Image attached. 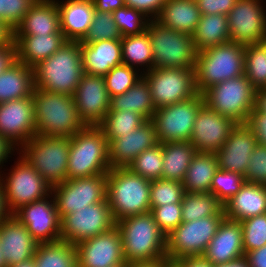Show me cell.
Here are the masks:
<instances>
[{
  "instance_id": "6da1fadb",
  "label": "cell",
  "mask_w": 266,
  "mask_h": 267,
  "mask_svg": "<svg viewBox=\"0 0 266 267\" xmlns=\"http://www.w3.org/2000/svg\"><path fill=\"white\" fill-rule=\"evenodd\" d=\"M34 87L73 96L85 74L79 41H66L49 58L33 67Z\"/></svg>"
},
{
  "instance_id": "7a4b0ae2",
  "label": "cell",
  "mask_w": 266,
  "mask_h": 267,
  "mask_svg": "<svg viewBox=\"0 0 266 267\" xmlns=\"http://www.w3.org/2000/svg\"><path fill=\"white\" fill-rule=\"evenodd\" d=\"M122 237L126 263L167 259L166 235L151 212L129 216L116 222Z\"/></svg>"
},
{
  "instance_id": "3957f363",
  "label": "cell",
  "mask_w": 266,
  "mask_h": 267,
  "mask_svg": "<svg viewBox=\"0 0 266 267\" xmlns=\"http://www.w3.org/2000/svg\"><path fill=\"white\" fill-rule=\"evenodd\" d=\"M32 100L36 134L72 137L86 127L80 119L73 96L35 88Z\"/></svg>"
},
{
  "instance_id": "277c9868",
  "label": "cell",
  "mask_w": 266,
  "mask_h": 267,
  "mask_svg": "<svg viewBox=\"0 0 266 267\" xmlns=\"http://www.w3.org/2000/svg\"><path fill=\"white\" fill-rule=\"evenodd\" d=\"M151 181L129 168H114L107 173L106 198L114 222L151 212Z\"/></svg>"
},
{
  "instance_id": "5b68a950",
  "label": "cell",
  "mask_w": 266,
  "mask_h": 267,
  "mask_svg": "<svg viewBox=\"0 0 266 267\" xmlns=\"http://www.w3.org/2000/svg\"><path fill=\"white\" fill-rule=\"evenodd\" d=\"M110 169L108 140L98 126H86L70 137L68 179L107 174Z\"/></svg>"
},
{
  "instance_id": "8992f818",
  "label": "cell",
  "mask_w": 266,
  "mask_h": 267,
  "mask_svg": "<svg viewBox=\"0 0 266 267\" xmlns=\"http://www.w3.org/2000/svg\"><path fill=\"white\" fill-rule=\"evenodd\" d=\"M245 46L232 41L198 51L196 87L203 93L210 86L244 75Z\"/></svg>"
},
{
  "instance_id": "52a82bcc",
  "label": "cell",
  "mask_w": 266,
  "mask_h": 267,
  "mask_svg": "<svg viewBox=\"0 0 266 267\" xmlns=\"http://www.w3.org/2000/svg\"><path fill=\"white\" fill-rule=\"evenodd\" d=\"M22 157L54 187L68 179L70 137L34 135L20 147ZM23 148V149H22Z\"/></svg>"
},
{
  "instance_id": "ba28073f",
  "label": "cell",
  "mask_w": 266,
  "mask_h": 267,
  "mask_svg": "<svg viewBox=\"0 0 266 267\" xmlns=\"http://www.w3.org/2000/svg\"><path fill=\"white\" fill-rule=\"evenodd\" d=\"M146 31L151 40L153 68L195 69L197 53L192 35L150 20Z\"/></svg>"
},
{
  "instance_id": "9c48e42d",
  "label": "cell",
  "mask_w": 266,
  "mask_h": 267,
  "mask_svg": "<svg viewBox=\"0 0 266 267\" xmlns=\"http://www.w3.org/2000/svg\"><path fill=\"white\" fill-rule=\"evenodd\" d=\"M256 88L245 75L210 86L202 94L204 103L213 111L245 123L254 108Z\"/></svg>"
},
{
  "instance_id": "30bf717a",
  "label": "cell",
  "mask_w": 266,
  "mask_h": 267,
  "mask_svg": "<svg viewBox=\"0 0 266 267\" xmlns=\"http://www.w3.org/2000/svg\"><path fill=\"white\" fill-rule=\"evenodd\" d=\"M156 109L189 100L199 94L192 68H153L142 73Z\"/></svg>"
},
{
  "instance_id": "8fae6325",
  "label": "cell",
  "mask_w": 266,
  "mask_h": 267,
  "mask_svg": "<svg viewBox=\"0 0 266 267\" xmlns=\"http://www.w3.org/2000/svg\"><path fill=\"white\" fill-rule=\"evenodd\" d=\"M17 162L6 176L7 179L0 177L4 203L9 214L52 195V187L22 156Z\"/></svg>"
},
{
  "instance_id": "7c38bea8",
  "label": "cell",
  "mask_w": 266,
  "mask_h": 267,
  "mask_svg": "<svg viewBox=\"0 0 266 267\" xmlns=\"http://www.w3.org/2000/svg\"><path fill=\"white\" fill-rule=\"evenodd\" d=\"M225 216H208L182 222L166 236L167 259L202 256Z\"/></svg>"
},
{
  "instance_id": "4fadbf2b",
  "label": "cell",
  "mask_w": 266,
  "mask_h": 267,
  "mask_svg": "<svg viewBox=\"0 0 266 267\" xmlns=\"http://www.w3.org/2000/svg\"><path fill=\"white\" fill-rule=\"evenodd\" d=\"M202 93L189 100L156 109L151 118L158 143L190 141L198 110L204 105Z\"/></svg>"
},
{
  "instance_id": "5bb4252c",
  "label": "cell",
  "mask_w": 266,
  "mask_h": 267,
  "mask_svg": "<svg viewBox=\"0 0 266 267\" xmlns=\"http://www.w3.org/2000/svg\"><path fill=\"white\" fill-rule=\"evenodd\" d=\"M106 190L107 174L67 179L52 187L60 219L66 214L79 212L83 207L105 201Z\"/></svg>"
},
{
  "instance_id": "9a60e30c",
  "label": "cell",
  "mask_w": 266,
  "mask_h": 267,
  "mask_svg": "<svg viewBox=\"0 0 266 267\" xmlns=\"http://www.w3.org/2000/svg\"><path fill=\"white\" fill-rule=\"evenodd\" d=\"M61 240L73 245L107 232L116 225L111 215L109 202L91 204L60 219Z\"/></svg>"
},
{
  "instance_id": "2e32d148",
  "label": "cell",
  "mask_w": 266,
  "mask_h": 267,
  "mask_svg": "<svg viewBox=\"0 0 266 267\" xmlns=\"http://www.w3.org/2000/svg\"><path fill=\"white\" fill-rule=\"evenodd\" d=\"M261 0H238L228 13L230 41L244 46L266 40V12Z\"/></svg>"
},
{
  "instance_id": "e0dca14e",
  "label": "cell",
  "mask_w": 266,
  "mask_h": 267,
  "mask_svg": "<svg viewBox=\"0 0 266 267\" xmlns=\"http://www.w3.org/2000/svg\"><path fill=\"white\" fill-rule=\"evenodd\" d=\"M78 267H113L126 263L122 237L115 225L107 232L75 245Z\"/></svg>"
},
{
  "instance_id": "ac0fdd59",
  "label": "cell",
  "mask_w": 266,
  "mask_h": 267,
  "mask_svg": "<svg viewBox=\"0 0 266 267\" xmlns=\"http://www.w3.org/2000/svg\"><path fill=\"white\" fill-rule=\"evenodd\" d=\"M78 114L85 126H99L110 110V96L103 76L84 74L73 93Z\"/></svg>"
},
{
  "instance_id": "d6986e66",
  "label": "cell",
  "mask_w": 266,
  "mask_h": 267,
  "mask_svg": "<svg viewBox=\"0 0 266 267\" xmlns=\"http://www.w3.org/2000/svg\"><path fill=\"white\" fill-rule=\"evenodd\" d=\"M34 135L36 121L32 96L0 104V136L15 147H21Z\"/></svg>"
},
{
  "instance_id": "ffe728a7",
  "label": "cell",
  "mask_w": 266,
  "mask_h": 267,
  "mask_svg": "<svg viewBox=\"0 0 266 267\" xmlns=\"http://www.w3.org/2000/svg\"><path fill=\"white\" fill-rule=\"evenodd\" d=\"M49 197L24 205L13 214L38 243L61 240V220L54 197L48 201Z\"/></svg>"
},
{
  "instance_id": "44dd1931",
  "label": "cell",
  "mask_w": 266,
  "mask_h": 267,
  "mask_svg": "<svg viewBox=\"0 0 266 267\" xmlns=\"http://www.w3.org/2000/svg\"><path fill=\"white\" fill-rule=\"evenodd\" d=\"M236 122L204 104L196 115L190 143L198 152L217 153L229 138Z\"/></svg>"
},
{
  "instance_id": "7402d4cb",
  "label": "cell",
  "mask_w": 266,
  "mask_h": 267,
  "mask_svg": "<svg viewBox=\"0 0 266 267\" xmlns=\"http://www.w3.org/2000/svg\"><path fill=\"white\" fill-rule=\"evenodd\" d=\"M106 139L111 169L127 168L139 154L158 143L151 120H146L141 126L120 138Z\"/></svg>"
},
{
  "instance_id": "603a6c76",
  "label": "cell",
  "mask_w": 266,
  "mask_h": 267,
  "mask_svg": "<svg viewBox=\"0 0 266 267\" xmlns=\"http://www.w3.org/2000/svg\"><path fill=\"white\" fill-rule=\"evenodd\" d=\"M256 145L253 132L245 123H237L230 132L229 138L216 153L219 169L245 177L250 155Z\"/></svg>"
},
{
  "instance_id": "cb8c5ba5",
  "label": "cell",
  "mask_w": 266,
  "mask_h": 267,
  "mask_svg": "<svg viewBox=\"0 0 266 267\" xmlns=\"http://www.w3.org/2000/svg\"><path fill=\"white\" fill-rule=\"evenodd\" d=\"M0 239L9 267L32 259L38 246L26 226L13 214L0 222Z\"/></svg>"
},
{
  "instance_id": "d4e9b609",
  "label": "cell",
  "mask_w": 266,
  "mask_h": 267,
  "mask_svg": "<svg viewBox=\"0 0 266 267\" xmlns=\"http://www.w3.org/2000/svg\"><path fill=\"white\" fill-rule=\"evenodd\" d=\"M243 256L242 225L239 221L224 218L202 257L212 264H221Z\"/></svg>"
},
{
  "instance_id": "484cf974",
  "label": "cell",
  "mask_w": 266,
  "mask_h": 267,
  "mask_svg": "<svg viewBox=\"0 0 266 267\" xmlns=\"http://www.w3.org/2000/svg\"><path fill=\"white\" fill-rule=\"evenodd\" d=\"M223 211L225 218L239 222L266 213V185L244 182L223 204Z\"/></svg>"
},
{
  "instance_id": "4316f807",
  "label": "cell",
  "mask_w": 266,
  "mask_h": 267,
  "mask_svg": "<svg viewBox=\"0 0 266 267\" xmlns=\"http://www.w3.org/2000/svg\"><path fill=\"white\" fill-rule=\"evenodd\" d=\"M62 33L60 14L55 0H36L13 35H50Z\"/></svg>"
},
{
  "instance_id": "83f0119b",
  "label": "cell",
  "mask_w": 266,
  "mask_h": 267,
  "mask_svg": "<svg viewBox=\"0 0 266 267\" xmlns=\"http://www.w3.org/2000/svg\"><path fill=\"white\" fill-rule=\"evenodd\" d=\"M84 73L104 76L112 68L123 64L121 40H101L81 44Z\"/></svg>"
},
{
  "instance_id": "f1b7e54d",
  "label": "cell",
  "mask_w": 266,
  "mask_h": 267,
  "mask_svg": "<svg viewBox=\"0 0 266 267\" xmlns=\"http://www.w3.org/2000/svg\"><path fill=\"white\" fill-rule=\"evenodd\" d=\"M17 60L33 68L39 62L49 58L67 40L63 33L50 35H13Z\"/></svg>"
},
{
  "instance_id": "f546056e",
  "label": "cell",
  "mask_w": 266,
  "mask_h": 267,
  "mask_svg": "<svg viewBox=\"0 0 266 267\" xmlns=\"http://www.w3.org/2000/svg\"><path fill=\"white\" fill-rule=\"evenodd\" d=\"M58 2L60 29L64 38L67 41H80L92 23L95 10L92 0Z\"/></svg>"
},
{
  "instance_id": "4dcf8cb0",
  "label": "cell",
  "mask_w": 266,
  "mask_h": 267,
  "mask_svg": "<svg viewBox=\"0 0 266 267\" xmlns=\"http://www.w3.org/2000/svg\"><path fill=\"white\" fill-rule=\"evenodd\" d=\"M200 18L196 0H167L155 20L164 27L192 35Z\"/></svg>"
},
{
  "instance_id": "1f68e13d",
  "label": "cell",
  "mask_w": 266,
  "mask_h": 267,
  "mask_svg": "<svg viewBox=\"0 0 266 267\" xmlns=\"http://www.w3.org/2000/svg\"><path fill=\"white\" fill-rule=\"evenodd\" d=\"M34 89L33 68L18 60L0 74V104L30 97Z\"/></svg>"
},
{
  "instance_id": "d6a6232c",
  "label": "cell",
  "mask_w": 266,
  "mask_h": 267,
  "mask_svg": "<svg viewBox=\"0 0 266 267\" xmlns=\"http://www.w3.org/2000/svg\"><path fill=\"white\" fill-rule=\"evenodd\" d=\"M218 169L215 153L197 151L182 182L184 191L186 193H210L212 180Z\"/></svg>"
},
{
  "instance_id": "836d02e7",
  "label": "cell",
  "mask_w": 266,
  "mask_h": 267,
  "mask_svg": "<svg viewBox=\"0 0 266 267\" xmlns=\"http://www.w3.org/2000/svg\"><path fill=\"white\" fill-rule=\"evenodd\" d=\"M196 152L189 141L162 143V178L183 182Z\"/></svg>"
},
{
  "instance_id": "e575fe53",
  "label": "cell",
  "mask_w": 266,
  "mask_h": 267,
  "mask_svg": "<svg viewBox=\"0 0 266 267\" xmlns=\"http://www.w3.org/2000/svg\"><path fill=\"white\" fill-rule=\"evenodd\" d=\"M130 110L142 115L146 120H151L156 110L151 90L146 80L141 77L124 94L111 97L109 111Z\"/></svg>"
},
{
  "instance_id": "d590c367",
  "label": "cell",
  "mask_w": 266,
  "mask_h": 267,
  "mask_svg": "<svg viewBox=\"0 0 266 267\" xmlns=\"http://www.w3.org/2000/svg\"><path fill=\"white\" fill-rule=\"evenodd\" d=\"M197 51H202L230 41L228 16L223 14L201 15L192 34Z\"/></svg>"
},
{
  "instance_id": "8d00e7d4",
  "label": "cell",
  "mask_w": 266,
  "mask_h": 267,
  "mask_svg": "<svg viewBox=\"0 0 266 267\" xmlns=\"http://www.w3.org/2000/svg\"><path fill=\"white\" fill-rule=\"evenodd\" d=\"M33 258L35 267H78L75 245L64 240L38 243Z\"/></svg>"
},
{
  "instance_id": "74e56055",
  "label": "cell",
  "mask_w": 266,
  "mask_h": 267,
  "mask_svg": "<svg viewBox=\"0 0 266 267\" xmlns=\"http://www.w3.org/2000/svg\"><path fill=\"white\" fill-rule=\"evenodd\" d=\"M182 222H191L208 216H225L223 204L212 193H184Z\"/></svg>"
},
{
  "instance_id": "f35d334b",
  "label": "cell",
  "mask_w": 266,
  "mask_h": 267,
  "mask_svg": "<svg viewBox=\"0 0 266 267\" xmlns=\"http://www.w3.org/2000/svg\"><path fill=\"white\" fill-rule=\"evenodd\" d=\"M122 62L125 65L148 67L147 71L153 69V53L151 40L147 31L138 35H129L121 39ZM138 64V65H136Z\"/></svg>"
},
{
  "instance_id": "ab89813d",
  "label": "cell",
  "mask_w": 266,
  "mask_h": 267,
  "mask_svg": "<svg viewBox=\"0 0 266 267\" xmlns=\"http://www.w3.org/2000/svg\"><path fill=\"white\" fill-rule=\"evenodd\" d=\"M146 119L133 111H108L98 126L106 138H120L141 126Z\"/></svg>"
},
{
  "instance_id": "60d3db41",
  "label": "cell",
  "mask_w": 266,
  "mask_h": 267,
  "mask_svg": "<svg viewBox=\"0 0 266 267\" xmlns=\"http://www.w3.org/2000/svg\"><path fill=\"white\" fill-rule=\"evenodd\" d=\"M244 75L256 88H266V40L245 46Z\"/></svg>"
},
{
  "instance_id": "b9f144b4",
  "label": "cell",
  "mask_w": 266,
  "mask_h": 267,
  "mask_svg": "<svg viewBox=\"0 0 266 267\" xmlns=\"http://www.w3.org/2000/svg\"><path fill=\"white\" fill-rule=\"evenodd\" d=\"M122 35L117 28L113 14L94 10L91 26L79 41L80 44H89L101 40H121Z\"/></svg>"
},
{
  "instance_id": "7bdbcfd3",
  "label": "cell",
  "mask_w": 266,
  "mask_h": 267,
  "mask_svg": "<svg viewBox=\"0 0 266 267\" xmlns=\"http://www.w3.org/2000/svg\"><path fill=\"white\" fill-rule=\"evenodd\" d=\"M162 143L146 149L127 167L133 173L150 181L162 178Z\"/></svg>"
},
{
  "instance_id": "ee69618b",
  "label": "cell",
  "mask_w": 266,
  "mask_h": 267,
  "mask_svg": "<svg viewBox=\"0 0 266 267\" xmlns=\"http://www.w3.org/2000/svg\"><path fill=\"white\" fill-rule=\"evenodd\" d=\"M184 193L182 182L163 178L153 180L150 187V207L182 203Z\"/></svg>"
},
{
  "instance_id": "f6af8a7d",
  "label": "cell",
  "mask_w": 266,
  "mask_h": 267,
  "mask_svg": "<svg viewBox=\"0 0 266 267\" xmlns=\"http://www.w3.org/2000/svg\"><path fill=\"white\" fill-rule=\"evenodd\" d=\"M135 69L131 66L121 64L112 68L103 76L110 98L124 94L142 77V74L139 76L137 69Z\"/></svg>"
},
{
  "instance_id": "bcb514c9",
  "label": "cell",
  "mask_w": 266,
  "mask_h": 267,
  "mask_svg": "<svg viewBox=\"0 0 266 267\" xmlns=\"http://www.w3.org/2000/svg\"><path fill=\"white\" fill-rule=\"evenodd\" d=\"M112 14L122 37L143 33L151 20L143 12L127 6L113 11Z\"/></svg>"
},
{
  "instance_id": "7dc6e473",
  "label": "cell",
  "mask_w": 266,
  "mask_h": 267,
  "mask_svg": "<svg viewBox=\"0 0 266 267\" xmlns=\"http://www.w3.org/2000/svg\"><path fill=\"white\" fill-rule=\"evenodd\" d=\"M244 254L266 245V213L240 221Z\"/></svg>"
},
{
  "instance_id": "c3c4849f",
  "label": "cell",
  "mask_w": 266,
  "mask_h": 267,
  "mask_svg": "<svg viewBox=\"0 0 266 267\" xmlns=\"http://www.w3.org/2000/svg\"><path fill=\"white\" fill-rule=\"evenodd\" d=\"M244 182L245 178L240 174L218 169L213 177L210 193L224 204L240 190Z\"/></svg>"
},
{
  "instance_id": "681fc988",
  "label": "cell",
  "mask_w": 266,
  "mask_h": 267,
  "mask_svg": "<svg viewBox=\"0 0 266 267\" xmlns=\"http://www.w3.org/2000/svg\"><path fill=\"white\" fill-rule=\"evenodd\" d=\"M181 203L151 207V213L160 230L167 236L182 223Z\"/></svg>"
},
{
  "instance_id": "f907efd6",
  "label": "cell",
  "mask_w": 266,
  "mask_h": 267,
  "mask_svg": "<svg viewBox=\"0 0 266 267\" xmlns=\"http://www.w3.org/2000/svg\"><path fill=\"white\" fill-rule=\"evenodd\" d=\"M35 1L0 0V21L14 31Z\"/></svg>"
},
{
  "instance_id": "816d5d0a",
  "label": "cell",
  "mask_w": 266,
  "mask_h": 267,
  "mask_svg": "<svg viewBox=\"0 0 266 267\" xmlns=\"http://www.w3.org/2000/svg\"><path fill=\"white\" fill-rule=\"evenodd\" d=\"M244 178L245 182L266 185V146H255Z\"/></svg>"
},
{
  "instance_id": "f5cc1de1",
  "label": "cell",
  "mask_w": 266,
  "mask_h": 267,
  "mask_svg": "<svg viewBox=\"0 0 266 267\" xmlns=\"http://www.w3.org/2000/svg\"><path fill=\"white\" fill-rule=\"evenodd\" d=\"M245 124L253 132L257 144L266 146V114L253 108Z\"/></svg>"
},
{
  "instance_id": "db71d44e",
  "label": "cell",
  "mask_w": 266,
  "mask_h": 267,
  "mask_svg": "<svg viewBox=\"0 0 266 267\" xmlns=\"http://www.w3.org/2000/svg\"><path fill=\"white\" fill-rule=\"evenodd\" d=\"M201 15H228L238 0H196Z\"/></svg>"
},
{
  "instance_id": "11a10c76",
  "label": "cell",
  "mask_w": 266,
  "mask_h": 267,
  "mask_svg": "<svg viewBox=\"0 0 266 267\" xmlns=\"http://www.w3.org/2000/svg\"><path fill=\"white\" fill-rule=\"evenodd\" d=\"M166 1L167 0H124V4L127 7L143 12L148 18L151 16L150 19L152 18L154 20L160 14Z\"/></svg>"
},
{
  "instance_id": "9f6ffc18",
  "label": "cell",
  "mask_w": 266,
  "mask_h": 267,
  "mask_svg": "<svg viewBox=\"0 0 266 267\" xmlns=\"http://www.w3.org/2000/svg\"><path fill=\"white\" fill-rule=\"evenodd\" d=\"M17 60L16 45L13 41L10 45L0 47V74Z\"/></svg>"
},
{
  "instance_id": "6f0895ef",
  "label": "cell",
  "mask_w": 266,
  "mask_h": 267,
  "mask_svg": "<svg viewBox=\"0 0 266 267\" xmlns=\"http://www.w3.org/2000/svg\"><path fill=\"white\" fill-rule=\"evenodd\" d=\"M173 267H212V263L202 256L184 257L172 262Z\"/></svg>"
},
{
  "instance_id": "680465c9",
  "label": "cell",
  "mask_w": 266,
  "mask_h": 267,
  "mask_svg": "<svg viewBox=\"0 0 266 267\" xmlns=\"http://www.w3.org/2000/svg\"><path fill=\"white\" fill-rule=\"evenodd\" d=\"M249 267H266V245L245 254Z\"/></svg>"
},
{
  "instance_id": "91938a15",
  "label": "cell",
  "mask_w": 266,
  "mask_h": 267,
  "mask_svg": "<svg viewBox=\"0 0 266 267\" xmlns=\"http://www.w3.org/2000/svg\"><path fill=\"white\" fill-rule=\"evenodd\" d=\"M95 10L113 12L125 6L124 0H92Z\"/></svg>"
},
{
  "instance_id": "94428289",
  "label": "cell",
  "mask_w": 266,
  "mask_h": 267,
  "mask_svg": "<svg viewBox=\"0 0 266 267\" xmlns=\"http://www.w3.org/2000/svg\"><path fill=\"white\" fill-rule=\"evenodd\" d=\"M254 108L266 114V88L256 89Z\"/></svg>"
},
{
  "instance_id": "6125c7cd",
  "label": "cell",
  "mask_w": 266,
  "mask_h": 267,
  "mask_svg": "<svg viewBox=\"0 0 266 267\" xmlns=\"http://www.w3.org/2000/svg\"><path fill=\"white\" fill-rule=\"evenodd\" d=\"M15 149V146L11 144L5 137L0 136V166L2 167L8 155ZM2 164V165H1Z\"/></svg>"
},
{
  "instance_id": "be15d7a7",
  "label": "cell",
  "mask_w": 266,
  "mask_h": 267,
  "mask_svg": "<svg viewBox=\"0 0 266 267\" xmlns=\"http://www.w3.org/2000/svg\"><path fill=\"white\" fill-rule=\"evenodd\" d=\"M13 42V31L0 21V47L10 45Z\"/></svg>"
},
{
  "instance_id": "e7e4bbea",
  "label": "cell",
  "mask_w": 266,
  "mask_h": 267,
  "mask_svg": "<svg viewBox=\"0 0 266 267\" xmlns=\"http://www.w3.org/2000/svg\"><path fill=\"white\" fill-rule=\"evenodd\" d=\"M172 263L168 259H160L152 262L127 263V267H171Z\"/></svg>"
},
{
  "instance_id": "03108f58",
  "label": "cell",
  "mask_w": 266,
  "mask_h": 267,
  "mask_svg": "<svg viewBox=\"0 0 266 267\" xmlns=\"http://www.w3.org/2000/svg\"><path fill=\"white\" fill-rule=\"evenodd\" d=\"M212 267H249V263L246 257L243 256L228 263L212 264Z\"/></svg>"
},
{
  "instance_id": "003e7915",
  "label": "cell",
  "mask_w": 266,
  "mask_h": 267,
  "mask_svg": "<svg viewBox=\"0 0 266 267\" xmlns=\"http://www.w3.org/2000/svg\"><path fill=\"white\" fill-rule=\"evenodd\" d=\"M8 215L9 213L4 203L3 190H2L1 181H0V222H2Z\"/></svg>"
},
{
  "instance_id": "a7ac6f4b",
  "label": "cell",
  "mask_w": 266,
  "mask_h": 267,
  "mask_svg": "<svg viewBox=\"0 0 266 267\" xmlns=\"http://www.w3.org/2000/svg\"><path fill=\"white\" fill-rule=\"evenodd\" d=\"M10 267H35L34 258L21 262L19 264L12 265Z\"/></svg>"
},
{
  "instance_id": "89a4df30",
  "label": "cell",
  "mask_w": 266,
  "mask_h": 267,
  "mask_svg": "<svg viewBox=\"0 0 266 267\" xmlns=\"http://www.w3.org/2000/svg\"><path fill=\"white\" fill-rule=\"evenodd\" d=\"M4 252L1 246V239H0V267H9L7 261L3 256Z\"/></svg>"
},
{
  "instance_id": "2644e50d",
  "label": "cell",
  "mask_w": 266,
  "mask_h": 267,
  "mask_svg": "<svg viewBox=\"0 0 266 267\" xmlns=\"http://www.w3.org/2000/svg\"><path fill=\"white\" fill-rule=\"evenodd\" d=\"M113 267H127V263H124V264H121V265H118V266H113Z\"/></svg>"
}]
</instances>
